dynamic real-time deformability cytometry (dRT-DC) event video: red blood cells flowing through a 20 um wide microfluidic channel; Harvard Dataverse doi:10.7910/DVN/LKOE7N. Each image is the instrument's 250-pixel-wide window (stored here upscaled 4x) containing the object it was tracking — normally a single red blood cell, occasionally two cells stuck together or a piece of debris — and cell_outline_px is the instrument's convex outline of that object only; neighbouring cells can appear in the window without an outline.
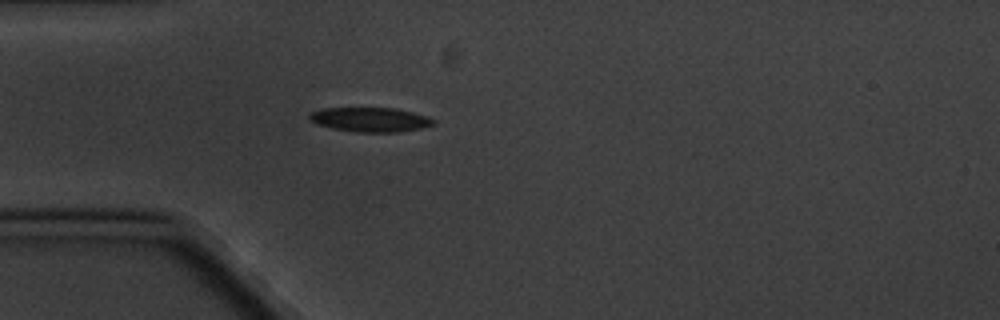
{"species": "common noctule bat (a hibernating species)", "species_latin": "Nyctalus noctula", "temperature_condition": "cold", "stored_images_in_passage": 4, "camera_frame_rate_fps": 3000, "um_per_image_px": 0.085, "animal": {"sex": "male", "body_mass_g": 20.1, "forearm_length_mm": 53.5}, "frame": {"image": 1, "passage_image": 4, "time_ms": 4.0, "image_size_px": [1000, 320], "cell_outline_px": [[436, 124], [420, 128], [400, 132], [356, 132], [332, 128], [316, 124], [308, 116], [312, 112], [320, 108], [396, 108], [428, 116], [436, 120]], "centroid_in_image_um": [31.51, 10.16], "position_along_channel_um": 53.5, "area_um2": 17.69}}